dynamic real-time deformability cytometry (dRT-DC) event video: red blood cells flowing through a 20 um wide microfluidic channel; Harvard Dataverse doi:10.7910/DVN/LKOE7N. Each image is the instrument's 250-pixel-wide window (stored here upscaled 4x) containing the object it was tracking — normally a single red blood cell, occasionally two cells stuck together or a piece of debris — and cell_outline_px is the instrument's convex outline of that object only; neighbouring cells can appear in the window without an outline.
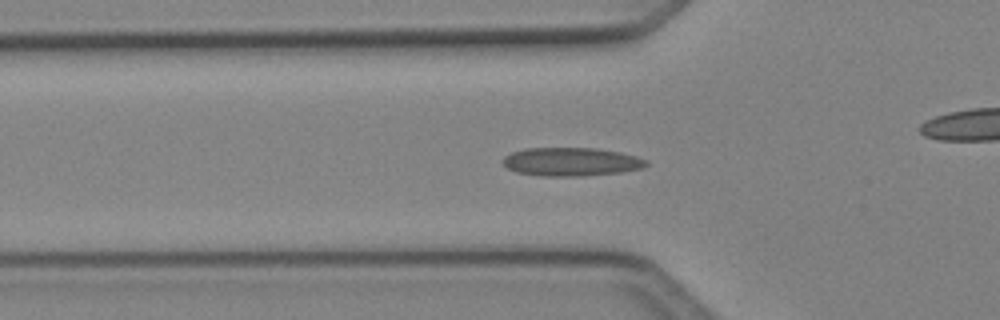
{"species": "Egyptian fruit bat (a non-hibernating species)", "species_latin": "Rousettus aegyptiacus", "temperature_condition": "cold", "stored_images_in_passage": 40, "camera_frame_rate_fps": 3000, "um_per_image_px": 0.085, "animal": {"sex": "female"}, "frame": {"image": 1, "passage_image": 11, "time_ms": 3.333, "image_size_px": [1000, 320], "cell_outline_px": [[648, 164], [644, 168], [620, 172], [584, 176], [540, 176], [516, 172], [508, 168], [500, 160], [504, 156], [512, 152], [524, 148], [596, 148], [620, 152], [636, 156], [648, 160]], "centroid_in_image_um": [48.55, 13.75], "position_along_channel_um": 77.3, "area_um2": 23.99}}
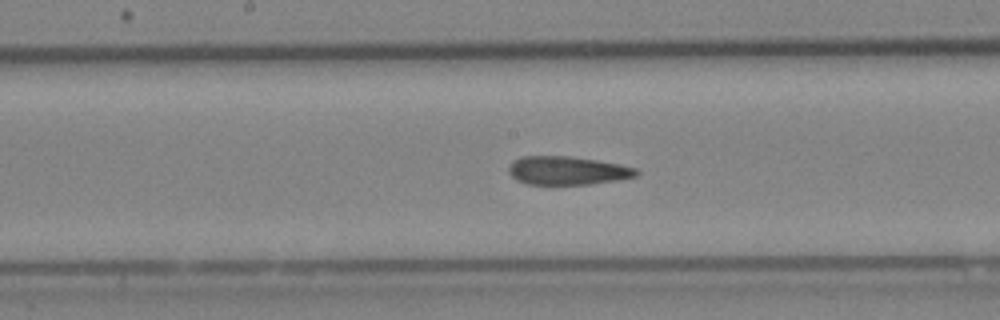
{"frame": {"image": 2, "passage_image": 20, "time_ms": 6.333, "image_size_px": [1000, 320], "cell_outline_px": [[640, 172], [636, 176], [616, 180], [588, 184], [552, 188], [528, 184], [516, 180], [508, 172], [508, 168], [512, 160], [520, 156], [568, 156], [596, 160], [620, 164], [636, 168]], "centroid_in_image_um": [48.16, 14.54], "position_along_channel_um": 200.0, "area_um2": 22.02}}
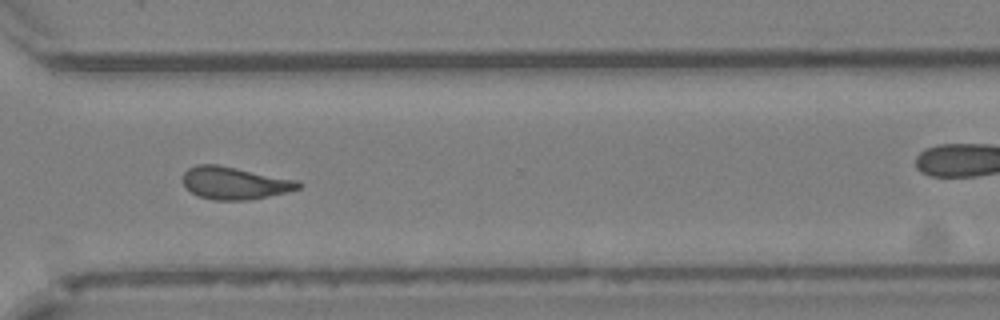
{"frame": {"image": 3, "passage_image": 31, "time_ms": 10.0, "image_size_px": [1000, 320], "cell_outline_px": [[304, 184], [300, 188], [288, 192], [248, 200], [212, 200], [200, 196], [192, 192], [180, 180], [184, 172], [188, 168], [196, 164], [216, 164], [296, 180]], "centroid_in_image_um": [19.92, 15.56], "position_along_channel_um": 350.7, "area_um2": 21.79}, "authors_computed_cell_mechanics": {"area_um2": 21.7617, "velocity_mm_per_s": 4.1008, "shape_relaxation_time_tau1_ms": null, "shape_relaxation_time_tau2_ms": 3.8836, "deformation_change_tau1": null, "deformation_change_tau2": 0.1155}}